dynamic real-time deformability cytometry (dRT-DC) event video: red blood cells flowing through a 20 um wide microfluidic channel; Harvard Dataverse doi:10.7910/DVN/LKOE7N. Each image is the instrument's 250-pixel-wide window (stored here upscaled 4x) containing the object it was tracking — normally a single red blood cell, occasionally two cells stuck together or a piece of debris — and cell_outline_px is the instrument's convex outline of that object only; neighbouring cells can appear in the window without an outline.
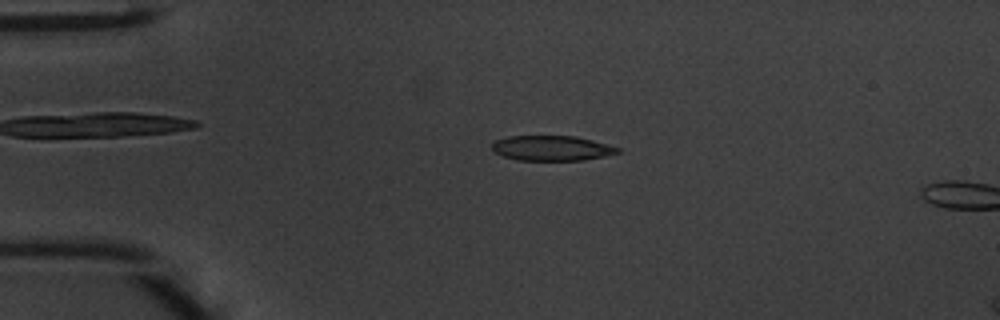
{"species": "common noctule bat (a hibernating species)", "species_latin": "Nyctalus noctula", "temperature_condition": "warm", "stored_images_in_passage": 12, "camera_frame_rate_fps": 3000, "um_per_image_px": 0.085, "animal": {"sex": "male", "body_mass_g": 20.1, "forearm_length_mm": 53.5}, "frame": {"image": 1, "passage_image": 10, "time_ms": 3.0, "image_size_px": [1000, 320], "cell_outline_px": [[620, 152], [604, 156], [584, 160], [516, 160], [504, 156], [496, 152], [492, 148], [492, 144], [496, 140], [508, 136], [572, 136], [592, 140], [608, 144], [620, 148]], "centroid_in_image_um": [46.91, 12.59], "position_along_channel_um": 38.1, "area_um2": 18.21}}